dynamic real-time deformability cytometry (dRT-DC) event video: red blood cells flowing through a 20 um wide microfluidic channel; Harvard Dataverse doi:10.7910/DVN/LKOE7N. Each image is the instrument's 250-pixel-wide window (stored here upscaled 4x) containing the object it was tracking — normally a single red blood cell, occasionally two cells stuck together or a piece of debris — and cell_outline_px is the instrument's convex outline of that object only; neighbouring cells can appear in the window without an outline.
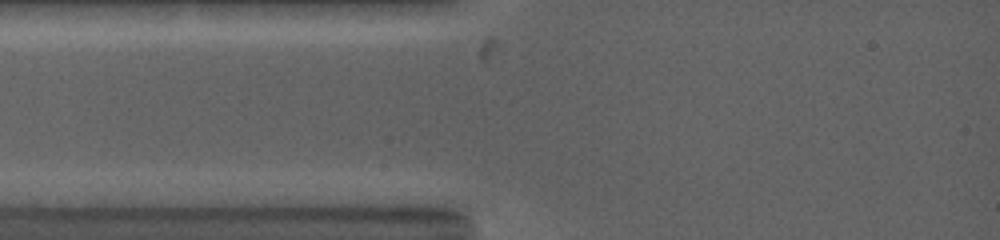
{"species": "common noctule bat (a hibernating species)", "species_latin": "Nyctalus noctula", "temperature_condition": "warm", "stored_images_in_passage": 2, "camera_frame_rate_fps": 5000, "um_per_image_px": 0.085, "animal": {"sex": "female", "body_mass_g": 19.0, "forearm_length_mm": 53.3}, "frame": {"image": 1, "passage_image": 1, "time_ms": 0.0, "image_size_px": [1000, 240], "cell_outline_px": [[432, 168], [312, 168], [296, 160], [316, 156], [392, 156], [428, 160], [432, 164]], "centroid_in_image_um": [31.01, 13.79], "position_along_channel_um": 54.0, "area_um2": 10.35}}